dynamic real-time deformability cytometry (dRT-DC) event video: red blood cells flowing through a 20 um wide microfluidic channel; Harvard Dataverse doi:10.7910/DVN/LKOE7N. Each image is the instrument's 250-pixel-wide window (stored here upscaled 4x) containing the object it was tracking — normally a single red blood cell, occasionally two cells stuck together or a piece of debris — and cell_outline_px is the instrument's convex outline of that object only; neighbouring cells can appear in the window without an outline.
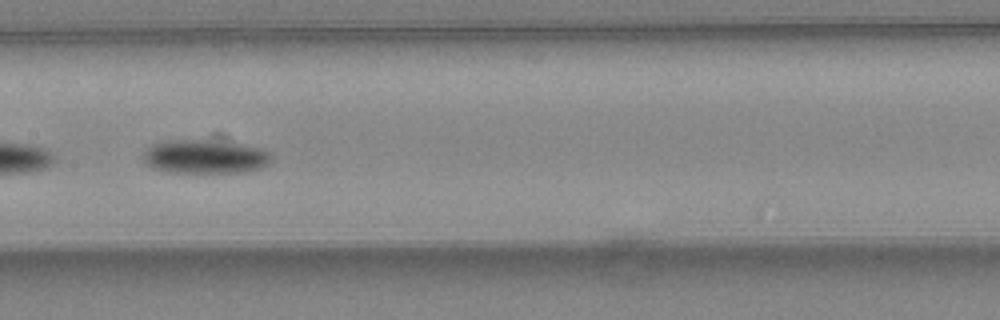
{"species": "common noctule bat (a hibernating species)", "species_latin": "Nyctalus noctula", "temperature_condition": "warm", "stored_images_in_passage": 17, "camera_frame_rate_fps": 3000, "um_per_image_px": 0.085, "animal": {"sex": "female", "body_mass_g": 24.6, "forearm_length_mm": 56.2}, "frame": {"image": 1, "passage_image": 10, "time_ms": 3.0, "image_size_px": [1000, 320], "cell_outline_px": [[272, 160], [268, 164], [260, 168], [244, 172], [168, 172], [152, 168], [144, 160], [144, 152], [152, 144], [160, 140], [204, 140], [240, 144], [260, 148], [268, 152], [272, 156]], "centroid_in_image_um": [17.41, 13.31], "position_along_channel_um": 190.0, "area_um2": 25.09}}